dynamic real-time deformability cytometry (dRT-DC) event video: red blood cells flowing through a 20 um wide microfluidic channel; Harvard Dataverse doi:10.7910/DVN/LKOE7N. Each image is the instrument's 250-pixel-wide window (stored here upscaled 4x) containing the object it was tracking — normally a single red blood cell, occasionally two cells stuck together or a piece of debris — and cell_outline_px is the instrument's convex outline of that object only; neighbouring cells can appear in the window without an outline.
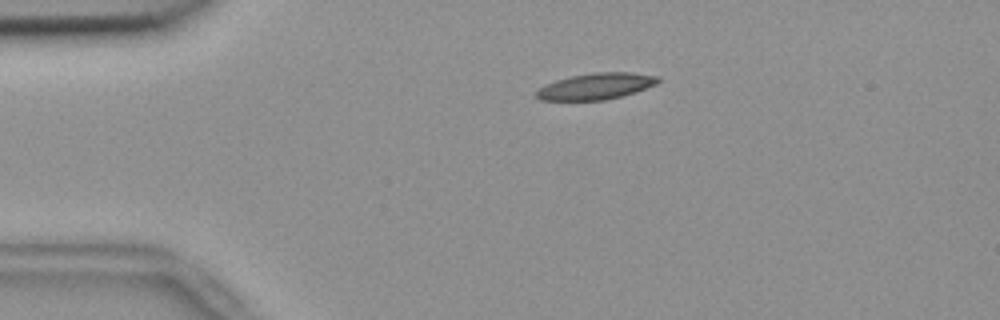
{"species": "common noctule bat (a hibernating species)", "species_latin": "Nyctalus noctula", "temperature_condition": "room temperature", "stored_images_in_passage": 35, "camera_frame_rate_fps": 3000, "um_per_image_px": 0.085, "animal": {"sex": "female", "body_mass_g": 18.4}, "frame": {"image": 1, "passage_image": 4, "time_ms": 1.0, "image_size_px": [1000, 320], "cell_outline_px": [[660, 80], [656, 84], [636, 92], [604, 100], [540, 100], [536, 96], [536, 92], [544, 84], [556, 80], [572, 76], [592, 72], [632, 72], [660, 76]], "centroid_in_image_um": [50.68, 7.32], "position_along_channel_um": 34.3, "area_um2": 18.67}}
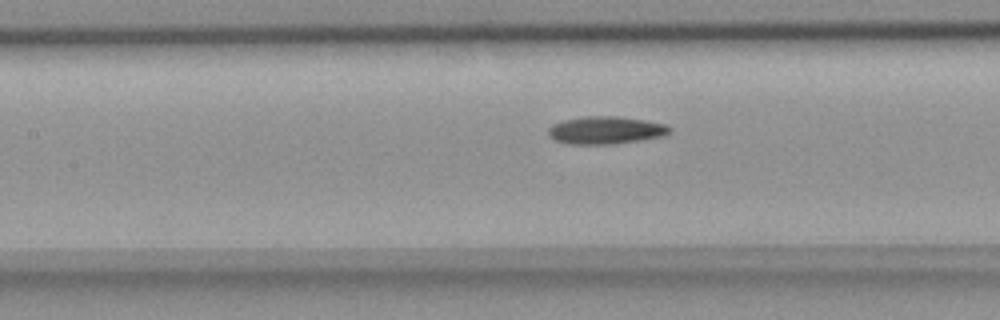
{"frame": {"image": 2, "passage_image": 17, "time_ms": 5.333, "image_size_px": [1000, 320], "cell_outline_px": [[672, 128], [664, 136], [616, 144], [568, 144], [556, 140], [548, 132], [548, 128], [552, 124], [564, 120], [584, 116], [616, 116], [644, 120], [664, 124]], "centroid_in_image_um": [51.48, 11.07], "position_along_channel_um": 155.9, "area_um2": 19.42}}
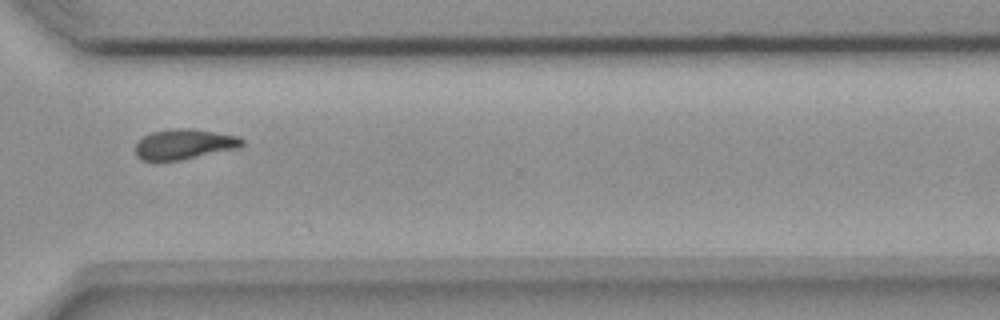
{"frame": {"image": 3, "passage_image": 33, "time_ms": 10.667, "image_size_px": [1000, 320], "cell_outline_px": [[244, 144], [240, 148], [180, 160], [140, 160], [136, 156], [136, 144], [144, 136], [152, 132], [176, 128], [188, 128], [240, 136], [244, 140]], "centroid_in_image_um": [15.7, 12.26], "position_along_channel_um": 354.9, "area_um2": 18.73}}